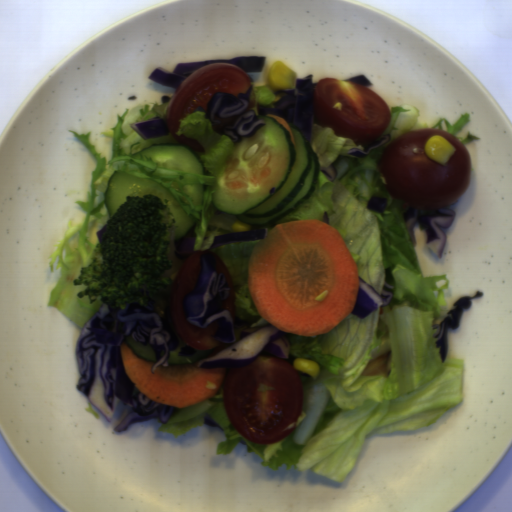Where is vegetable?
Masks as SVG:
<instances>
[{"label":"vegetable","mask_w":512,"mask_h":512,"mask_svg":"<svg viewBox=\"0 0 512 512\" xmlns=\"http://www.w3.org/2000/svg\"><path fill=\"white\" fill-rule=\"evenodd\" d=\"M168 105L166 102L147 101L117 113L115 126L102 131L112 140L109 160L105 156L102 158L101 153H98L95 145L91 143V131L81 134L72 129L68 131L94 157L96 166L91 171L87 200L76 201L85 211L82 219L77 224H73V220L69 221L63 238L55 243L54 251L48 256L50 272L60 269V274L48 293L46 306L56 308L82 330L86 322L99 312L105 303L97 300L91 304L87 295L77 298V293L87 288V285L74 286L73 282L78 280L81 268L91 263L93 252L100 243L96 232L111 218L105 203V193L108 180L116 171H125L136 178L150 179L160 184L187 216L197 220L191 228L195 234L193 252L209 250L215 236L234 232L233 225L239 220L235 215L219 212L212 203L213 192L219 189L218 180L227 170L226 162L235 142L215 130L213 122L201 106L177 121L179 127L175 136L184 135L199 142L204 152H193L201 161L204 174L168 169L147 156H132L153 144H181L169 131L167 135L143 139L130 126L151 117H160L166 122ZM188 183L204 184L202 205L195 206L193 198L184 193V185Z\"/></svg>","instance_id":"ea0f7189"},{"label":"vegetable","mask_w":512,"mask_h":512,"mask_svg":"<svg viewBox=\"0 0 512 512\" xmlns=\"http://www.w3.org/2000/svg\"><path fill=\"white\" fill-rule=\"evenodd\" d=\"M260 241H239L210 249L221 258L230 273L235 291V315L242 320H247L248 328L271 324L259 313L249 293L248 274L251 252Z\"/></svg>","instance_id":"f7b5029e"},{"label":"vegetable","mask_w":512,"mask_h":512,"mask_svg":"<svg viewBox=\"0 0 512 512\" xmlns=\"http://www.w3.org/2000/svg\"><path fill=\"white\" fill-rule=\"evenodd\" d=\"M390 122L381 135L391 140L373 149L365 158L347 154L363 149L353 139L335 135L319 125L312 114L309 141L318 167L334 165L330 181L319 170L318 184L310 198L277 223L319 220L342 236L361 277L379 295L392 293L386 306L377 307L362 319L351 313L327 333L296 335L286 332L292 367L295 358L316 360L317 379L296 371L302 382L301 415L295 430L276 443L260 444L246 439L229 419L223 389L231 367H226L218 392L202 402L173 408L158 432L178 437L204 424L209 414L226 438L216 455L226 456L242 444L247 453L261 457L263 468L296 467L344 483L355 466L364 442L377 434L424 428L462 402L464 361L447 357L444 362L433 337L441 324L446 275L424 277L417 252L403 219L409 204L393 198L378 165L387 147L400 135L436 128L459 139L466 148L480 141L468 131L469 113L457 122L439 118L430 125L420 121L412 105H392ZM387 198L380 213L365 208L371 197ZM389 376H361L368 362L390 351Z\"/></svg>","instance_id":"add77e79"},{"label":"vegetable","mask_w":512,"mask_h":512,"mask_svg":"<svg viewBox=\"0 0 512 512\" xmlns=\"http://www.w3.org/2000/svg\"><path fill=\"white\" fill-rule=\"evenodd\" d=\"M275 99V93L268 86H254L249 96L247 109L253 110L255 116L259 118V108L271 105Z\"/></svg>","instance_id":"96ceb2fe"}]
</instances>
